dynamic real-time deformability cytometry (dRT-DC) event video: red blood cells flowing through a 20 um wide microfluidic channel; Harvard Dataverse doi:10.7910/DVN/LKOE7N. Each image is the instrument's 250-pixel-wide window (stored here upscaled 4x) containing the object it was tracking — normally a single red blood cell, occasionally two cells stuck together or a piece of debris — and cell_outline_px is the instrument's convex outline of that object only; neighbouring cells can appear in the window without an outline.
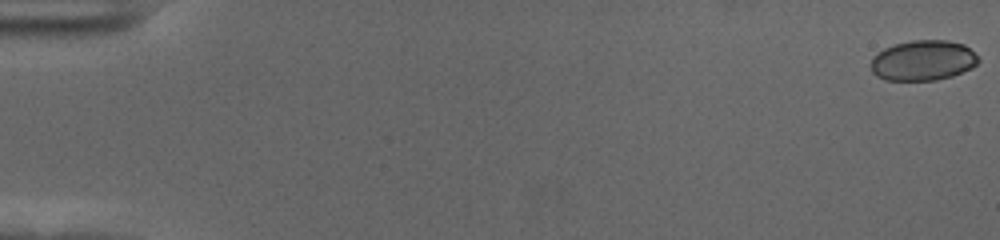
{"species": "human", "species_latin": "Homo sapiens", "temperature_condition": "cold", "stored_images_in_passage": 58, "camera_frame_rate_fps": 3000, "um_per_image_px": 0.085, "donor": {"sex": "female"}, "frame": {"image": 1, "passage_image": 1, "time_ms": 0.0, "image_size_px": [1000, 240], "cell_outline_px": [[980, 60], [972, 68], [952, 76], [936, 80], [884, 80], [876, 76], [872, 72], [868, 64], [872, 56], [884, 48], [896, 44], [912, 40], [948, 40], [964, 44]], "centroid_in_image_um": [78.4, 5.14], "position_along_channel_um": 6.6, "area_um2": 25.43}}
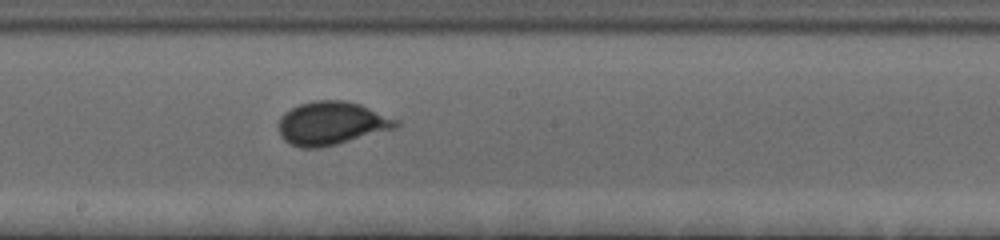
{"frame": {"image": 2, "passage_image": 33, "time_ms": 10.667, "image_size_px": [1000, 240], "cell_outline_px": [[400, 124], [396, 128], [336, 144], [320, 148], [300, 148], [288, 144], [280, 136], [280, 116], [284, 112], [300, 104], [312, 100], [344, 100], [360, 104], [400, 120]], "centroid_in_image_um": [28.18, 10.48], "position_along_channel_um": 220.0, "area_um2": 29.71}}
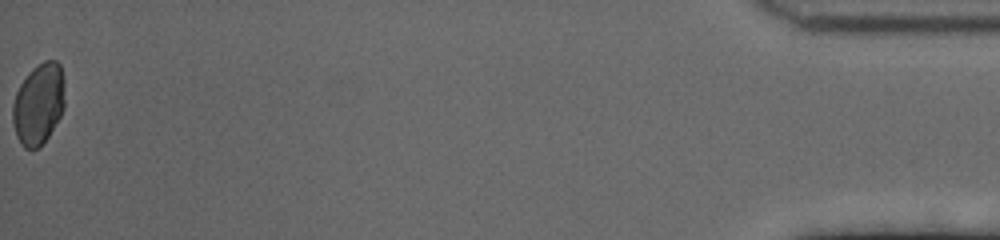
{"frame": {"image": 3, "passage_image": 58, "time_ms": 19.0, "image_size_px": [1000, 240], "cell_outline_px": [[64, 108], [60, 116], [48, 136], [40, 148], [24, 148], [20, 144], [16, 136], [12, 120], [12, 104], [16, 92], [20, 84], [28, 72], [32, 68], [44, 60], [56, 60], [60, 64], [64, 80]], "centroid_in_image_um": [3.27, 8.82], "position_along_channel_um": 431.9, "area_um2": 24.91}}